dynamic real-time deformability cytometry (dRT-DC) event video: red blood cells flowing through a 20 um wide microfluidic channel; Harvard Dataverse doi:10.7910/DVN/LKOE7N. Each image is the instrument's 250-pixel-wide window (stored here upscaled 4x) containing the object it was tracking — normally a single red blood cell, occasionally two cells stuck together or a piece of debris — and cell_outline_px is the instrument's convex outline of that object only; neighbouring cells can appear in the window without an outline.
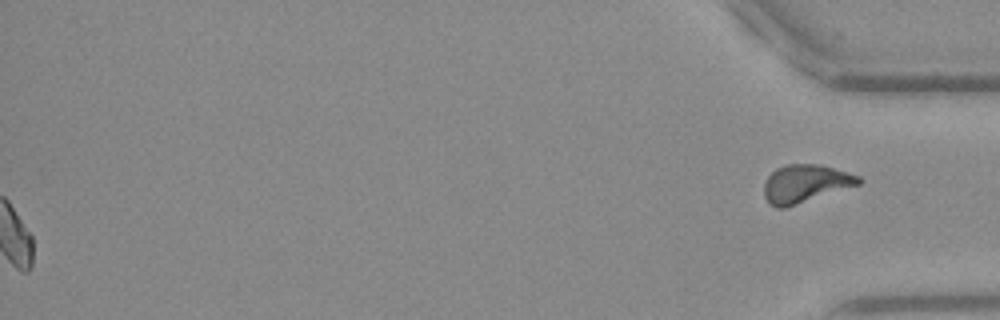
{"species": "Egyptian fruit bat (a non-hibernating species)", "species_latin": "Rousettus aegyptiacus", "temperature_condition": "warm", "stored_images_in_passage": 37, "segment_of_instrument_passage": [2, 2], "camera_frame_rate_fps": 3000, "um_per_image_px": 0.085, "frame": {"image": 1, "passage_image": 37, "time_ms": 12.0, "image_size_px": [1000, 320], "cell_outline_px": [[864, 180], [860, 184], [784, 208], [776, 208], [768, 204], [764, 196], [764, 184], [768, 176], [776, 168], [784, 164], [820, 164], [848, 172], [860, 176]], "centroid_in_image_um": [68.44, 15.6], "position_along_channel_um": 366.8, "area_um2": 20.98}}